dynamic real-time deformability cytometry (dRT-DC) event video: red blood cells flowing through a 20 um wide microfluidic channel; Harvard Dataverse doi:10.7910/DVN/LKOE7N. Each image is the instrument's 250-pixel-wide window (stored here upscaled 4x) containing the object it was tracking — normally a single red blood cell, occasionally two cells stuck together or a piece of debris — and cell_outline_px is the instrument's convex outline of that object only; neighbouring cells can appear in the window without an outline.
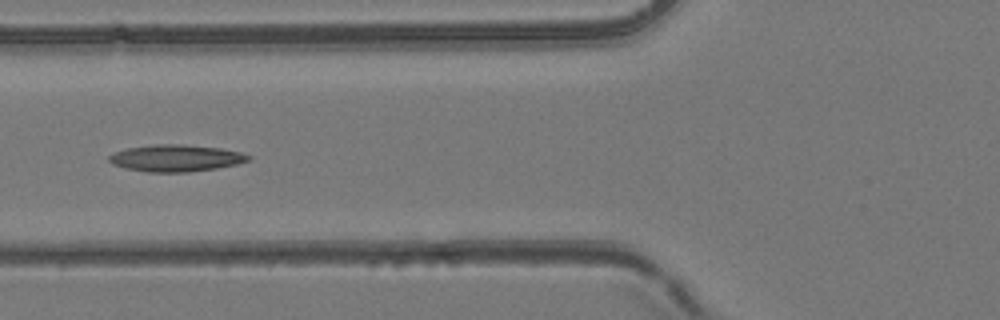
{"species": "common noctule bat (a hibernating species)", "species_latin": "Nyctalus noctula", "temperature_condition": "room temperature", "stored_images_in_passage": 24, "camera_frame_rate_fps": 3000, "um_per_image_px": 0.085, "animal": {"sex": "female", "body_mass_g": 24.6, "forearm_length_mm": 56.2}, "frame": {"image": 1, "passage_image": 21, "time_ms": 6.667, "image_size_px": [1000, 320], "cell_outline_px": [[252, 160], [236, 164], [216, 168], [188, 172], [148, 172], [124, 168], [112, 164], [108, 160], [108, 156], [116, 152], [128, 148], [156, 144], [184, 144], [220, 148], [240, 152], [252, 156]], "centroid_in_image_um": [14.96, 13.44], "position_along_channel_um": 110.8, "area_um2": 21.79}}
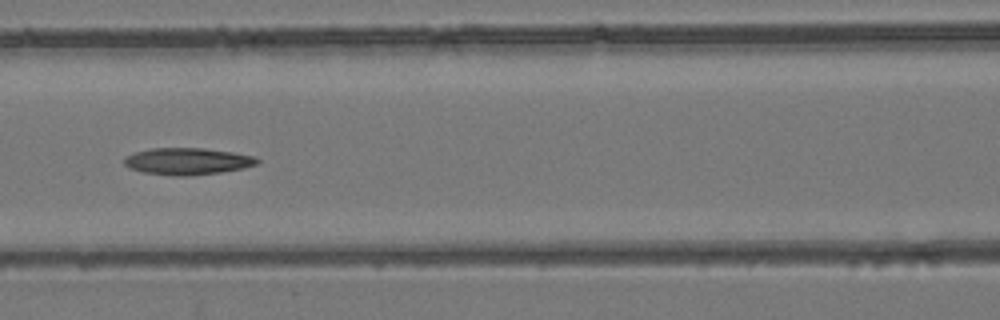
{"frame": {"image": 2, "passage_image": 24, "time_ms": 7.667, "image_size_px": [1000, 320], "cell_outline_px": [[260, 160], [256, 164], [244, 168], [220, 172], [188, 176], [172, 176], [140, 172], [128, 168], [124, 164], [124, 156], [136, 152], [152, 148], [204, 148], [232, 152], [256, 156]], "centroid_in_image_um": [15.91, 13.71], "position_along_channel_um": 150.7, "area_um2": 20.98}}